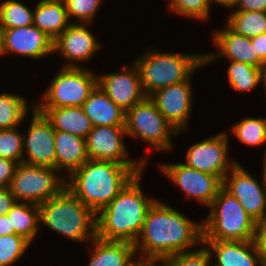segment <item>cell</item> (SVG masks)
<instances>
[{"label":"cell","mask_w":266,"mask_h":266,"mask_svg":"<svg viewBox=\"0 0 266 266\" xmlns=\"http://www.w3.org/2000/svg\"><path fill=\"white\" fill-rule=\"evenodd\" d=\"M198 244H203V224L192 222L170 205L155 201L134 247L137 254L140 251L143 254L140 258L163 259L187 252Z\"/></svg>","instance_id":"obj_1"},{"label":"cell","mask_w":266,"mask_h":266,"mask_svg":"<svg viewBox=\"0 0 266 266\" xmlns=\"http://www.w3.org/2000/svg\"><path fill=\"white\" fill-rule=\"evenodd\" d=\"M141 173L136 174L120 193L96 214V237L107 241L133 244L136 242L147 212L156 201L148 198L141 190Z\"/></svg>","instance_id":"obj_2"},{"label":"cell","mask_w":266,"mask_h":266,"mask_svg":"<svg viewBox=\"0 0 266 266\" xmlns=\"http://www.w3.org/2000/svg\"><path fill=\"white\" fill-rule=\"evenodd\" d=\"M142 169L143 166H125L112 161L88 159L69 175L66 188L97 214Z\"/></svg>","instance_id":"obj_3"},{"label":"cell","mask_w":266,"mask_h":266,"mask_svg":"<svg viewBox=\"0 0 266 266\" xmlns=\"http://www.w3.org/2000/svg\"><path fill=\"white\" fill-rule=\"evenodd\" d=\"M39 209L41 223L72 241L90 243L96 237V213L66 187Z\"/></svg>","instance_id":"obj_4"},{"label":"cell","mask_w":266,"mask_h":266,"mask_svg":"<svg viewBox=\"0 0 266 266\" xmlns=\"http://www.w3.org/2000/svg\"><path fill=\"white\" fill-rule=\"evenodd\" d=\"M146 52L135 60L142 89L146 97L164 87L187 80L205 64L204 54H176L159 51Z\"/></svg>","instance_id":"obj_5"},{"label":"cell","mask_w":266,"mask_h":266,"mask_svg":"<svg viewBox=\"0 0 266 266\" xmlns=\"http://www.w3.org/2000/svg\"><path fill=\"white\" fill-rule=\"evenodd\" d=\"M207 219L203 221V240H254L256 222L238 200L223 187L218 191Z\"/></svg>","instance_id":"obj_6"},{"label":"cell","mask_w":266,"mask_h":266,"mask_svg":"<svg viewBox=\"0 0 266 266\" xmlns=\"http://www.w3.org/2000/svg\"><path fill=\"white\" fill-rule=\"evenodd\" d=\"M87 68L63 67L35 108L81 107L97 86V75Z\"/></svg>","instance_id":"obj_7"},{"label":"cell","mask_w":266,"mask_h":266,"mask_svg":"<svg viewBox=\"0 0 266 266\" xmlns=\"http://www.w3.org/2000/svg\"><path fill=\"white\" fill-rule=\"evenodd\" d=\"M57 172L50 167L19 163L9 188L16 201L41 205L66 187V181Z\"/></svg>","instance_id":"obj_8"},{"label":"cell","mask_w":266,"mask_h":266,"mask_svg":"<svg viewBox=\"0 0 266 266\" xmlns=\"http://www.w3.org/2000/svg\"><path fill=\"white\" fill-rule=\"evenodd\" d=\"M125 129L128 136H138L159 151L172 150L170 135L178 134L150 97H145L126 112Z\"/></svg>","instance_id":"obj_9"},{"label":"cell","mask_w":266,"mask_h":266,"mask_svg":"<svg viewBox=\"0 0 266 266\" xmlns=\"http://www.w3.org/2000/svg\"><path fill=\"white\" fill-rule=\"evenodd\" d=\"M228 135L223 132L191 145L186 155V166L216 175L222 182L238 162L228 155Z\"/></svg>","instance_id":"obj_10"},{"label":"cell","mask_w":266,"mask_h":266,"mask_svg":"<svg viewBox=\"0 0 266 266\" xmlns=\"http://www.w3.org/2000/svg\"><path fill=\"white\" fill-rule=\"evenodd\" d=\"M125 135V126L93 127L86 138L89 159L112 161L125 166H144L147 160L145 157L138 162L127 158L129 154L123 141Z\"/></svg>","instance_id":"obj_11"},{"label":"cell","mask_w":266,"mask_h":266,"mask_svg":"<svg viewBox=\"0 0 266 266\" xmlns=\"http://www.w3.org/2000/svg\"><path fill=\"white\" fill-rule=\"evenodd\" d=\"M159 168L184 191L187 198L197 199L198 203L208 207L223 186L216 175L190 168L184 163H166Z\"/></svg>","instance_id":"obj_12"},{"label":"cell","mask_w":266,"mask_h":266,"mask_svg":"<svg viewBox=\"0 0 266 266\" xmlns=\"http://www.w3.org/2000/svg\"><path fill=\"white\" fill-rule=\"evenodd\" d=\"M31 124L23 136V163L56 169L55 130L33 106Z\"/></svg>","instance_id":"obj_13"},{"label":"cell","mask_w":266,"mask_h":266,"mask_svg":"<svg viewBox=\"0 0 266 266\" xmlns=\"http://www.w3.org/2000/svg\"><path fill=\"white\" fill-rule=\"evenodd\" d=\"M225 175L223 188L242 205L244 210L258 221L266 218V190L239 164ZM228 174L231 176H228Z\"/></svg>","instance_id":"obj_14"},{"label":"cell","mask_w":266,"mask_h":266,"mask_svg":"<svg viewBox=\"0 0 266 266\" xmlns=\"http://www.w3.org/2000/svg\"><path fill=\"white\" fill-rule=\"evenodd\" d=\"M130 66L124 65L119 72L97 76V85L124 112L146 97L137 66L134 63Z\"/></svg>","instance_id":"obj_15"},{"label":"cell","mask_w":266,"mask_h":266,"mask_svg":"<svg viewBox=\"0 0 266 266\" xmlns=\"http://www.w3.org/2000/svg\"><path fill=\"white\" fill-rule=\"evenodd\" d=\"M191 76L180 83L173 84L153 93L150 98L159 112L179 133L186 129L192 107Z\"/></svg>","instance_id":"obj_16"},{"label":"cell","mask_w":266,"mask_h":266,"mask_svg":"<svg viewBox=\"0 0 266 266\" xmlns=\"http://www.w3.org/2000/svg\"><path fill=\"white\" fill-rule=\"evenodd\" d=\"M86 23H70L53 41V51L61 53L68 63L64 67H79L77 62L88 61L100 47ZM71 61V62H70Z\"/></svg>","instance_id":"obj_17"},{"label":"cell","mask_w":266,"mask_h":266,"mask_svg":"<svg viewBox=\"0 0 266 266\" xmlns=\"http://www.w3.org/2000/svg\"><path fill=\"white\" fill-rule=\"evenodd\" d=\"M6 53L42 59L54 53L53 40L35 25L4 29V55Z\"/></svg>","instance_id":"obj_18"},{"label":"cell","mask_w":266,"mask_h":266,"mask_svg":"<svg viewBox=\"0 0 266 266\" xmlns=\"http://www.w3.org/2000/svg\"><path fill=\"white\" fill-rule=\"evenodd\" d=\"M213 43L218 48V54L206 53L205 64L215 58L224 56L230 61H239L252 66L266 69V64L255 53L251 38L239 35L231 30L228 26L221 31L214 32Z\"/></svg>","instance_id":"obj_19"},{"label":"cell","mask_w":266,"mask_h":266,"mask_svg":"<svg viewBox=\"0 0 266 266\" xmlns=\"http://www.w3.org/2000/svg\"><path fill=\"white\" fill-rule=\"evenodd\" d=\"M210 255L217 258L212 266H261L263 258L254 240H203ZM210 248V249H209Z\"/></svg>","instance_id":"obj_20"},{"label":"cell","mask_w":266,"mask_h":266,"mask_svg":"<svg viewBox=\"0 0 266 266\" xmlns=\"http://www.w3.org/2000/svg\"><path fill=\"white\" fill-rule=\"evenodd\" d=\"M95 126H125V115L107 94L97 85L81 106Z\"/></svg>","instance_id":"obj_21"},{"label":"cell","mask_w":266,"mask_h":266,"mask_svg":"<svg viewBox=\"0 0 266 266\" xmlns=\"http://www.w3.org/2000/svg\"><path fill=\"white\" fill-rule=\"evenodd\" d=\"M43 114L56 131L87 138L93 125L82 107L35 108Z\"/></svg>","instance_id":"obj_22"},{"label":"cell","mask_w":266,"mask_h":266,"mask_svg":"<svg viewBox=\"0 0 266 266\" xmlns=\"http://www.w3.org/2000/svg\"><path fill=\"white\" fill-rule=\"evenodd\" d=\"M56 169L68 170L71 175L88 159L86 139L66 132L55 130Z\"/></svg>","instance_id":"obj_23"},{"label":"cell","mask_w":266,"mask_h":266,"mask_svg":"<svg viewBox=\"0 0 266 266\" xmlns=\"http://www.w3.org/2000/svg\"><path fill=\"white\" fill-rule=\"evenodd\" d=\"M93 251L88 266H130L135 258L133 243L124 241H107L95 237L92 240Z\"/></svg>","instance_id":"obj_24"},{"label":"cell","mask_w":266,"mask_h":266,"mask_svg":"<svg viewBox=\"0 0 266 266\" xmlns=\"http://www.w3.org/2000/svg\"><path fill=\"white\" fill-rule=\"evenodd\" d=\"M70 23L64 1L40 0L33 11V25L53 41Z\"/></svg>","instance_id":"obj_25"},{"label":"cell","mask_w":266,"mask_h":266,"mask_svg":"<svg viewBox=\"0 0 266 266\" xmlns=\"http://www.w3.org/2000/svg\"><path fill=\"white\" fill-rule=\"evenodd\" d=\"M7 215L10 219L11 229H14V234L21 235L32 242L39 231V205L16 201Z\"/></svg>","instance_id":"obj_26"},{"label":"cell","mask_w":266,"mask_h":266,"mask_svg":"<svg viewBox=\"0 0 266 266\" xmlns=\"http://www.w3.org/2000/svg\"><path fill=\"white\" fill-rule=\"evenodd\" d=\"M226 25L239 35L253 38L266 33V12L233 11Z\"/></svg>","instance_id":"obj_27"},{"label":"cell","mask_w":266,"mask_h":266,"mask_svg":"<svg viewBox=\"0 0 266 266\" xmlns=\"http://www.w3.org/2000/svg\"><path fill=\"white\" fill-rule=\"evenodd\" d=\"M228 82L236 91H250L262 81L266 69L239 61H229Z\"/></svg>","instance_id":"obj_28"},{"label":"cell","mask_w":266,"mask_h":266,"mask_svg":"<svg viewBox=\"0 0 266 266\" xmlns=\"http://www.w3.org/2000/svg\"><path fill=\"white\" fill-rule=\"evenodd\" d=\"M27 100L11 93L0 94V129L20 126L28 114Z\"/></svg>","instance_id":"obj_29"},{"label":"cell","mask_w":266,"mask_h":266,"mask_svg":"<svg viewBox=\"0 0 266 266\" xmlns=\"http://www.w3.org/2000/svg\"><path fill=\"white\" fill-rule=\"evenodd\" d=\"M33 11L16 0H5L0 4V25L13 29L33 25Z\"/></svg>","instance_id":"obj_30"},{"label":"cell","mask_w":266,"mask_h":266,"mask_svg":"<svg viewBox=\"0 0 266 266\" xmlns=\"http://www.w3.org/2000/svg\"><path fill=\"white\" fill-rule=\"evenodd\" d=\"M234 136L246 145L258 146L266 143V117H246L232 127Z\"/></svg>","instance_id":"obj_31"},{"label":"cell","mask_w":266,"mask_h":266,"mask_svg":"<svg viewBox=\"0 0 266 266\" xmlns=\"http://www.w3.org/2000/svg\"><path fill=\"white\" fill-rule=\"evenodd\" d=\"M30 241L18 234L0 236V266H9L27 251Z\"/></svg>","instance_id":"obj_32"},{"label":"cell","mask_w":266,"mask_h":266,"mask_svg":"<svg viewBox=\"0 0 266 266\" xmlns=\"http://www.w3.org/2000/svg\"><path fill=\"white\" fill-rule=\"evenodd\" d=\"M18 127L0 129V157L23 163V135Z\"/></svg>","instance_id":"obj_33"},{"label":"cell","mask_w":266,"mask_h":266,"mask_svg":"<svg viewBox=\"0 0 266 266\" xmlns=\"http://www.w3.org/2000/svg\"><path fill=\"white\" fill-rule=\"evenodd\" d=\"M169 8L172 12L191 19L208 20L212 0H170Z\"/></svg>","instance_id":"obj_34"},{"label":"cell","mask_w":266,"mask_h":266,"mask_svg":"<svg viewBox=\"0 0 266 266\" xmlns=\"http://www.w3.org/2000/svg\"><path fill=\"white\" fill-rule=\"evenodd\" d=\"M211 258L207 248L202 247L193 251L176 253L163 260L165 266H212Z\"/></svg>","instance_id":"obj_35"},{"label":"cell","mask_w":266,"mask_h":266,"mask_svg":"<svg viewBox=\"0 0 266 266\" xmlns=\"http://www.w3.org/2000/svg\"><path fill=\"white\" fill-rule=\"evenodd\" d=\"M64 2L68 19L75 17L80 23L90 24L102 0H65Z\"/></svg>","instance_id":"obj_36"},{"label":"cell","mask_w":266,"mask_h":266,"mask_svg":"<svg viewBox=\"0 0 266 266\" xmlns=\"http://www.w3.org/2000/svg\"><path fill=\"white\" fill-rule=\"evenodd\" d=\"M17 162L0 157V188H9Z\"/></svg>","instance_id":"obj_37"},{"label":"cell","mask_w":266,"mask_h":266,"mask_svg":"<svg viewBox=\"0 0 266 266\" xmlns=\"http://www.w3.org/2000/svg\"><path fill=\"white\" fill-rule=\"evenodd\" d=\"M254 241L262 255L263 261H266V218L256 223Z\"/></svg>","instance_id":"obj_38"},{"label":"cell","mask_w":266,"mask_h":266,"mask_svg":"<svg viewBox=\"0 0 266 266\" xmlns=\"http://www.w3.org/2000/svg\"><path fill=\"white\" fill-rule=\"evenodd\" d=\"M234 11L266 12V0H240Z\"/></svg>","instance_id":"obj_39"},{"label":"cell","mask_w":266,"mask_h":266,"mask_svg":"<svg viewBox=\"0 0 266 266\" xmlns=\"http://www.w3.org/2000/svg\"><path fill=\"white\" fill-rule=\"evenodd\" d=\"M15 203L10 188H0V215L7 214Z\"/></svg>","instance_id":"obj_40"},{"label":"cell","mask_w":266,"mask_h":266,"mask_svg":"<svg viewBox=\"0 0 266 266\" xmlns=\"http://www.w3.org/2000/svg\"><path fill=\"white\" fill-rule=\"evenodd\" d=\"M255 53L266 64V33L251 38Z\"/></svg>","instance_id":"obj_41"},{"label":"cell","mask_w":266,"mask_h":266,"mask_svg":"<svg viewBox=\"0 0 266 266\" xmlns=\"http://www.w3.org/2000/svg\"><path fill=\"white\" fill-rule=\"evenodd\" d=\"M11 234H14V229H11V223L8 215H0V236Z\"/></svg>","instance_id":"obj_42"},{"label":"cell","mask_w":266,"mask_h":266,"mask_svg":"<svg viewBox=\"0 0 266 266\" xmlns=\"http://www.w3.org/2000/svg\"><path fill=\"white\" fill-rule=\"evenodd\" d=\"M159 261L162 262V265H157ZM130 266H165V263L163 259L138 258V261L134 260Z\"/></svg>","instance_id":"obj_43"},{"label":"cell","mask_w":266,"mask_h":266,"mask_svg":"<svg viewBox=\"0 0 266 266\" xmlns=\"http://www.w3.org/2000/svg\"><path fill=\"white\" fill-rule=\"evenodd\" d=\"M240 0H212V2H214L215 4H221L220 6H225V7H231L234 8L237 6V4L239 3ZM233 6V7H232Z\"/></svg>","instance_id":"obj_44"},{"label":"cell","mask_w":266,"mask_h":266,"mask_svg":"<svg viewBox=\"0 0 266 266\" xmlns=\"http://www.w3.org/2000/svg\"><path fill=\"white\" fill-rule=\"evenodd\" d=\"M4 54V29L0 25V55Z\"/></svg>","instance_id":"obj_45"},{"label":"cell","mask_w":266,"mask_h":266,"mask_svg":"<svg viewBox=\"0 0 266 266\" xmlns=\"http://www.w3.org/2000/svg\"><path fill=\"white\" fill-rule=\"evenodd\" d=\"M264 154H265V156H264V162H263V175H262V187H264L265 188V190H266V151L264 152Z\"/></svg>","instance_id":"obj_46"},{"label":"cell","mask_w":266,"mask_h":266,"mask_svg":"<svg viewBox=\"0 0 266 266\" xmlns=\"http://www.w3.org/2000/svg\"><path fill=\"white\" fill-rule=\"evenodd\" d=\"M262 82H264V88H265V93H266V72L263 75Z\"/></svg>","instance_id":"obj_47"},{"label":"cell","mask_w":266,"mask_h":266,"mask_svg":"<svg viewBox=\"0 0 266 266\" xmlns=\"http://www.w3.org/2000/svg\"><path fill=\"white\" fill-rule=\"evenodd\" d=\"M261 266H266V261H263Z\"/></svg>","instance_id":"obj_48"},{"label":"cell","mask_w":266,"mask_h":266,"mask_svg":"<svg viewBox=\"0 0 266 266\" xmlns=\"http://www.w3.org/2000/svg\"><path fill=\"white\" fill-rule=\"evenodd\" d=\"M48 1H65V0H48Z\"/></svg>","instance_id":"obj_49"}]
</instances>
